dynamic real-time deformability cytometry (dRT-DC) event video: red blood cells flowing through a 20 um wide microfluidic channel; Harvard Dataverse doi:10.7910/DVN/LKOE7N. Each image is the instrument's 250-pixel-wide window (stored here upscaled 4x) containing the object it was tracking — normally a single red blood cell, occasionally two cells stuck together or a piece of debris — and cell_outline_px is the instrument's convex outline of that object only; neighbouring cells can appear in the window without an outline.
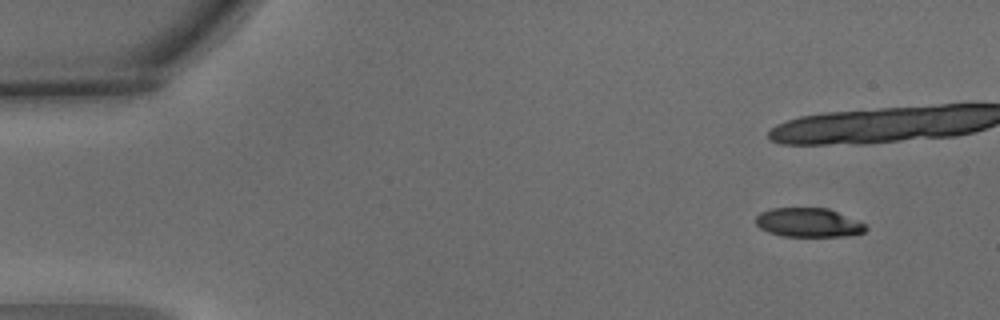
{"species": "common noctule bat (a hibernating species)", "species_latin": "Nyctalus noctula", "temperature_condition": "warm", "stored_images_in_passage": 8, "camera_frame_rate_fps": 3000, "um_per_image_px": 0.085, "animal": {"sex": "male", "body_mass_g": 15.6}, "frame": {"image": 1, "passage_image": 1, "time_ms": 0.0, "image_size_px": [1000, 320], "cell_outline_px": [[868, 228], [864, 232], [848, 236], [784, 236], [768, 232], [760, 228], [756, 224], [756, 216], [760, 212], [772, 208], [828, 208], [856, 220], [864, 224]], "centroid_in_image_um": [68.7, 18.92], "position_along_channel_um": 16.3, "area_um2": 18.5}}
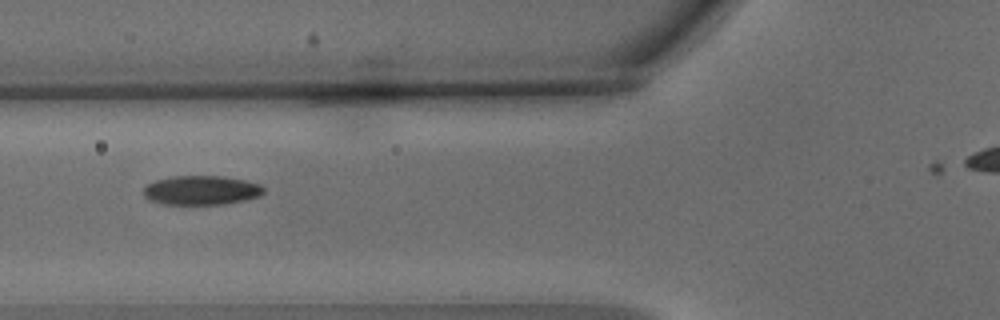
{"frame": {"image": 2, "passage_image": 7, "time_ms": 2.0, "image_size_px": [1000, 320], "cell_outline_px": [[264, 192], [260, 196], [244, 200], [224, 204], [164, 204], [148, 200], [144, 196], [144, 188], [148, 184], [156, 180], [172, 176], [224, 176], [244, 180], [260, 184], [264, 188]], "centroid_in_image_um": [17.12, 16.17], "position_along_channel_um": 108.7, "area_um2": 20.46}}
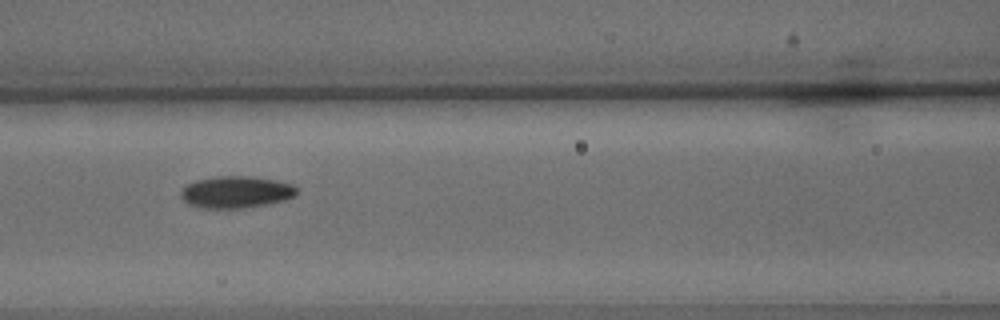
{"frame": {"image": 3, "passage_image": 8, "time_ms": 2.333, "image_size_px": [1000, 320], "cell_outline_px": [[296, 196], [284, 200], [268, 204], [244, 208], [200, 208], [188, 204], [180, 196], [180, 192], [188, 184], [196, 180], [216, 176], [248, 176], [272, 180], [292, 184], [296, 188]], "centroid_in_image_um": [20.04, 16.33], "position_along_channel_um": 146.6, "area_um2": 21.44}}